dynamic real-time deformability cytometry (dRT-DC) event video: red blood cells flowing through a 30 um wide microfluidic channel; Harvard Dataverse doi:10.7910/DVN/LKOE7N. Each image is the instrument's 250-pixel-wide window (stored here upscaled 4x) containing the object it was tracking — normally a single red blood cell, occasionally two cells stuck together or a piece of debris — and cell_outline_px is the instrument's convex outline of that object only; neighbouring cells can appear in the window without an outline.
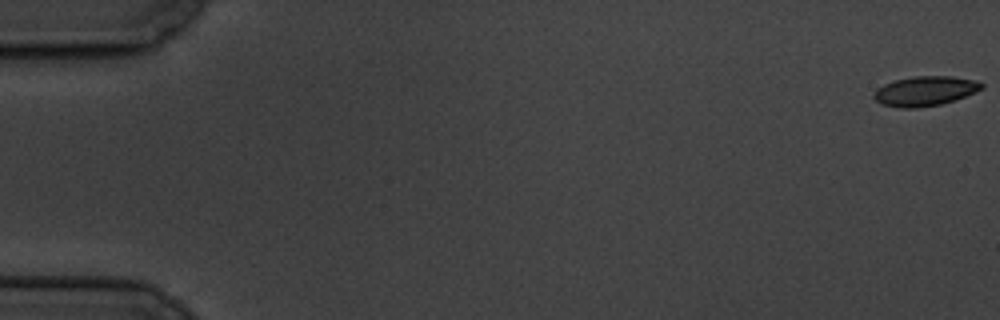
{"species": "common noctule bat (a hibernating species)", "species_latin": "Nyctalus noctula", "temperature_condition": "cold", "stored_images_in_passage": 6, "camera_frame_rate_fps": 3000, "um_per_image_px": 0.085, "animal": {"sex": "male", "body_mass_g": 19.5, "forearm_length_mm": 54.6}, "frame": {"image": 1, "passage_image": 1, "time_ms": 0.0, "image_size_px": [1000, 320], "cell_outline_px": [[984, 88], [976, 92], [940, 104], [916, 108], [900, 108], [880, 104], [872, 96], [876, 88], [884, 84], [896, 80], [912, 76], [952, 76], [976, 80], [984, 84]], "centroid_in_image_um": [78.61, 7.73], "position_along_channel_um": 6.4, "area_um2": 18.67}}
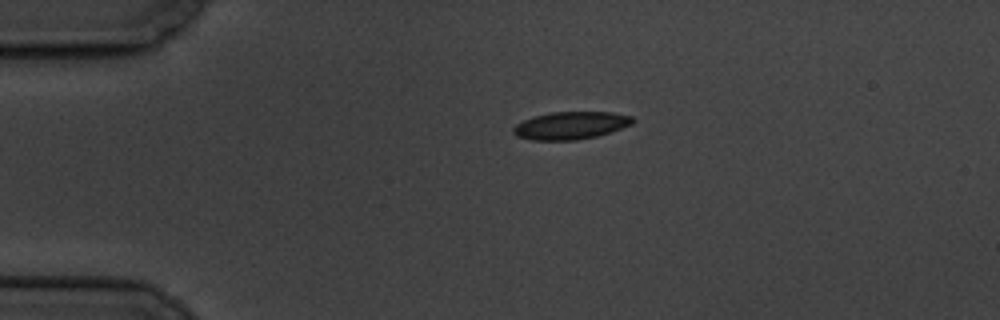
{"frame": {"image": 2, "passage_image": 5, "time_ms": 4.333, "image_size_px": [1000, 320], "cell_outline_px": [[636, 120], [632, 124], [596, 136], [576, 140], [532, 140], [516, 136], [512, 132], [512, 128], [516, 124], [532, 116], [552, 112], [612, 112], [632, 116]], "centroid_in_image_um": [48.48, 10.66], "position_along_channel_um": 36.5, "area_um2": 19.19}}